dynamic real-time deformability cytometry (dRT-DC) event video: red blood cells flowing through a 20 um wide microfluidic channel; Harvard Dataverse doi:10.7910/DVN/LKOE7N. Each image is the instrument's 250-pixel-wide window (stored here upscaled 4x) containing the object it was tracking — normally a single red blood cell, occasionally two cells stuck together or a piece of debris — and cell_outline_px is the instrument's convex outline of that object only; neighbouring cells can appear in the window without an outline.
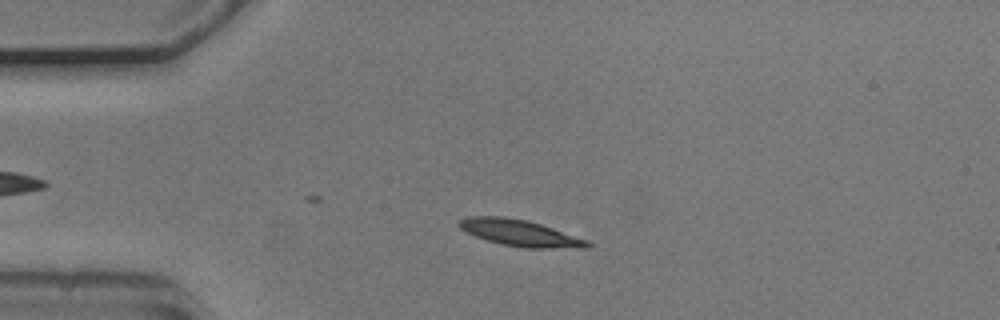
{"species": "common noctule bat (a hibernating species)", "species_latin": "Nyctalus noctula", "temperature_condition": "cold", "stored_images_in_passage": 26, "camera_frame_rate_fps": 3000, "um_per_image_px": 0.085, "animal": {"sex": "male", "body_mass_g": 20.5, "forearm_length_mm": 52.5}, "frame": {"image": 1, "passage_image": 10, "time_ms": 3.0, "image_size_px": [1000, 320], "cell_outline_px": [[592, 244], [588, 248], [524, 248], [500, 244], [476, 236], [460, 228], [456, 224], [460, 220], [468, 216], [504, 216], [528, 220], [588, 240]], "centroid_in_image_um": [44.2, 19.8], "position_along_channel_um": 40.8, "area_um2": 19.71}}